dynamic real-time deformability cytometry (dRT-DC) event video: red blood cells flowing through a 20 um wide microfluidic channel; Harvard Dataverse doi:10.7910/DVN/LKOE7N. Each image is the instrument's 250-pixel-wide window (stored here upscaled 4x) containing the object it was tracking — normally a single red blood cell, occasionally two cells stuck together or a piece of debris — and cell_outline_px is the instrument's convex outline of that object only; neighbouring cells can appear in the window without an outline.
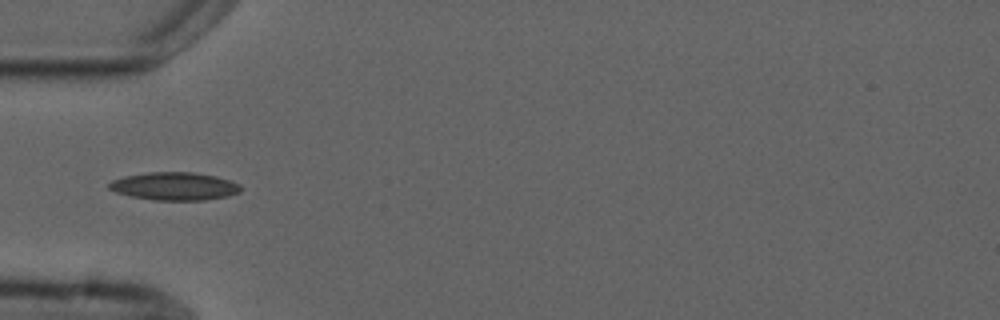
{"species": "common noctule bat (a hibernating species)", "species_latin": "Nyctalus noctula", "temperature_condition": "cold", "stored_images_in_passage": 6, "camera_frame_rate_fps": 3000, "um_per_image_px": 0.085, "animal": {"sex": "male", "forearm_length_mm": 52.5}, "frame": {"image": 1, "passage_image": 3, "time_ms": 2.333, "image_size_px": [1000, 320], "cell_outline_px": [[244, 188], [240, 192], [228, 196], [204, 200], [156, 200], [132, 196], [116, 192], [108, 188], [108, 184], [112, 180], [124, 176], [148, 172], [192, 172], [216, 176], [240, 184]], "centroid_in_image_um": [14.86, 15.82], "position_along_channel_um": 70.1, "area_um2": 21.44}}
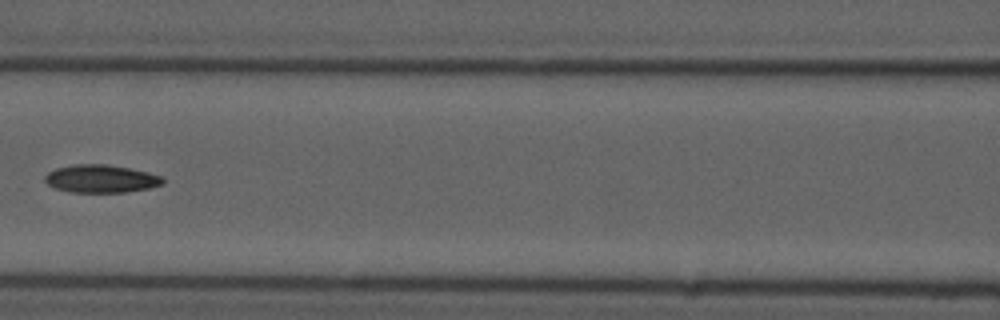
{"frame": {"image": 2, "passage_image": 5, "time_ms": 4.667, "image_size_px": [1000, 320], "cell_outline_px": [[164, 184], [148, 188], [124, 192], [72, 192], [56, 188], [48, 184], [44, 180], [44, 176], [48, 172], [56, 168], [76, 164], [108, 164], [148, 172], [160, 176], [164, 180]], "centroid_in_image_um": [8.57, 15.19], "position_along_channel_um": 158.0, "area_um2": 19.02}}
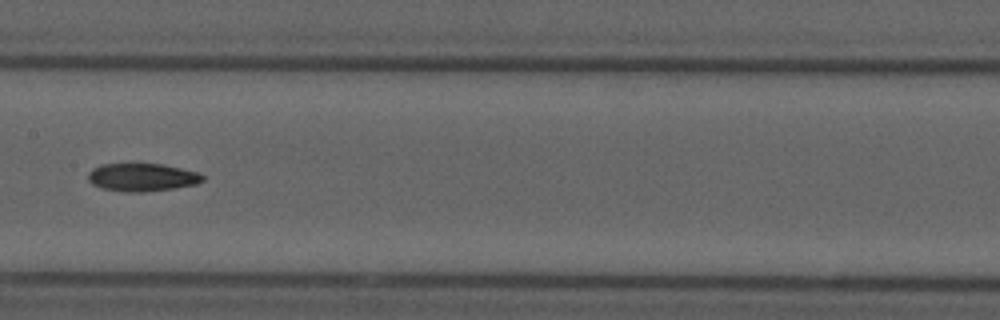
{"frame": {"image": 3, "passage_image": 6, "time_ms": 5.667, "image_size_px": [1000, 320], "cell_outline_px": [[204, 180], [196, 184], [172, 188], [140, 192], [124, 192], [100, 188], [92, 184], [88, 180], [88, 172], [92, 168], [100, 164], [164, 164], [200, 172], [204, 176]], "centroid_in_image_um": [12.06, 15.06], "position_along_channel_um": 195.3, "area_um2": 18.79}}